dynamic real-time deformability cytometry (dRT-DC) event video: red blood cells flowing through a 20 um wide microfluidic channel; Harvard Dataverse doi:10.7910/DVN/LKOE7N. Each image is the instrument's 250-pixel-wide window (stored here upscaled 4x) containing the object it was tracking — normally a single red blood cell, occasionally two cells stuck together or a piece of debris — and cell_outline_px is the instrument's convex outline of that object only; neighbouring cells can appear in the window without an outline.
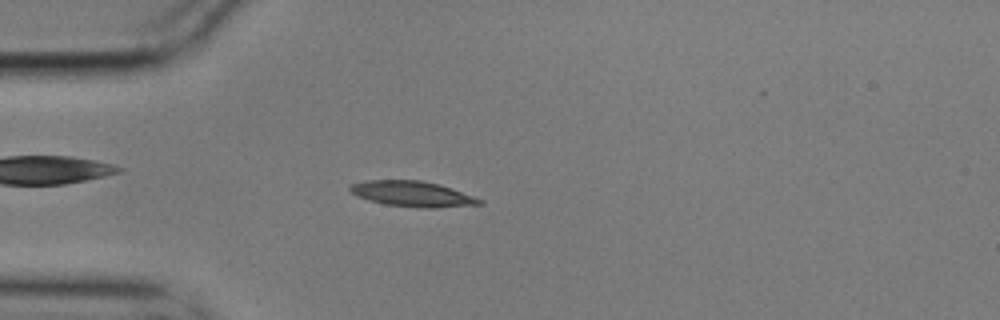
{"species": "common noctule bat (a hibernating species)", "species_latin": "Nyctalus noctula", "temperature_condition": "cold", "stored_images_in_passage": 47, "camera_frame_rate_fps": 3000, "um_per_image_px": 0.085, "animal": {"sex": "male", "body_mass_g": 17.9}, "frame": {"image": 1, "passage_image": 5, "time_ms": 1.333, "image_size_px": [1000, 320], "cell_outline_px": [[484, 204], [436, 208], [420, 208], [384, 204], [368, 200], [356, 196], [348, 188], [352, 184], [364, 180], [420, 180], [440, 184], [452, 188], [484, 200]], "centroid_in_image_um": [35.07, 16.48], "position_along_channel_um": 49.9, "area_um2": 19.42}}
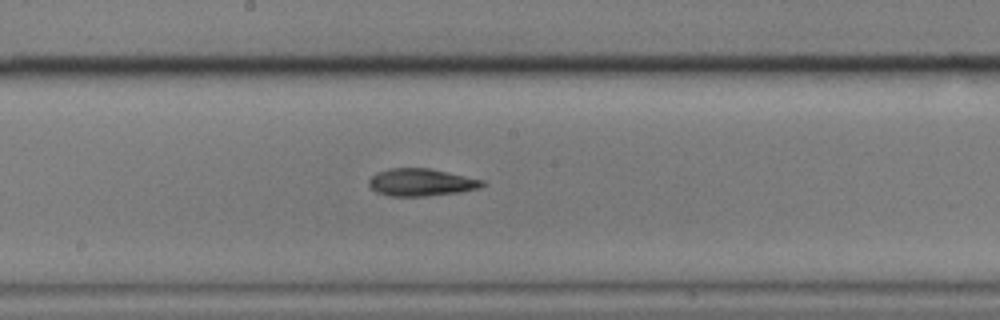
{"frame": {"image": 2, "passage_image": 20, "time_ms": 6.333, "image_size_px": [1000, 320], "cell_outline_px": [[488, 184], [480, 188], [460, 192], [428, 196], [388, 196], [376, 192], [368, 184], [368, 180], [376, 172], [388, 168], [428, 168], [484, 180]], "centroid_in_image_um": [35.8, 15.5], "position_along_channel_um": 212.4, "area_um2": 18.26}}
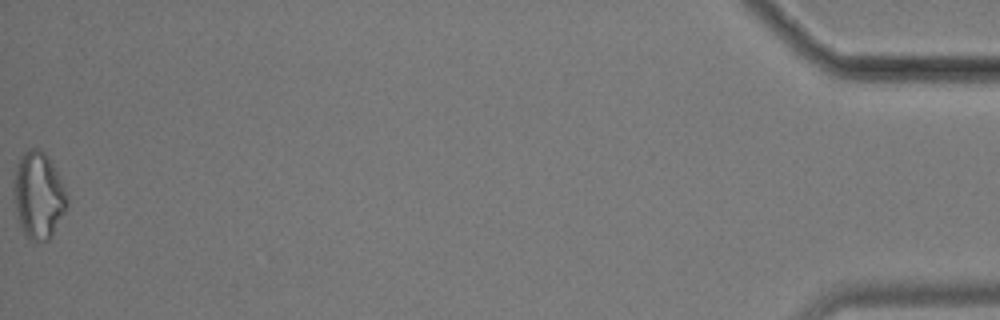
{"frame": {"image": 3, "passage_image": 47, "time_ms": 15.333, "image_size_px": [1000, 320], "cell_outline_px": [[68, 204], [64, 212], [48, 240], [32, 240], [24, 232], [16, 220], [12, 192], [16, 164], [20, 156], [28, 148], [36, 148], [44, 152], [48, 156], [68, 196]], "centroid_in_image_um": [3.22, 16.57], "position_along_channel_um": 432.0, "area_um2": 26.88}, "authors_computed_cell_mechanics": {"area_um2": 18.3804, "velocity_mm_per_s": 3.5028, "shape_relaxation_time_tau1_ms": 9.1625, "shape_relaxation_time_tau2_ms": 5.8626, "deformation_change_tau1": 0.2082, "deformation_change_tau2": 0.1362}}